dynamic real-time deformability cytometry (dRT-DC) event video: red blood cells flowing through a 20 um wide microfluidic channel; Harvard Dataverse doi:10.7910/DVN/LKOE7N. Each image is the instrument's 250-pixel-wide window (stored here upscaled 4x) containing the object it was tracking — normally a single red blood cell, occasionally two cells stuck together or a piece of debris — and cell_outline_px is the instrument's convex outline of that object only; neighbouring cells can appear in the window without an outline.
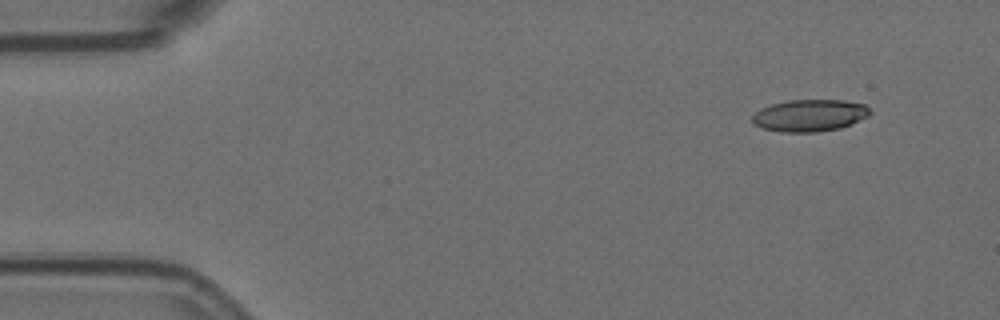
{"species": "Egyptian fruit bat (a non-hibernating species)", "species_latin": "Rousettus aegyptiacus", "temperature_condition": "room temperature", "stored_images_in_passage": 4, "camera_frame_rate_fps": 3000, "um_per_image_px": 0.085, "animal": {"sex": "female"}, "frame": {"image": 1, "passage_image": 1, "time_ms": 0.0, "image_size_px": [1000, 320], "cell_outline_px": [[872, 112], [868, 116], [852, 124], [840, 128], [816, 132], [780, 132], [760, 128], [752, 124], [752, 116], [760, 108], [772, 104], [788, 100], [844, 100], [864, 104]], "centroid_in_image_um": [68.8, 9.82], "position_along_channel_um": 16.2, "area_um2": 22.14}}
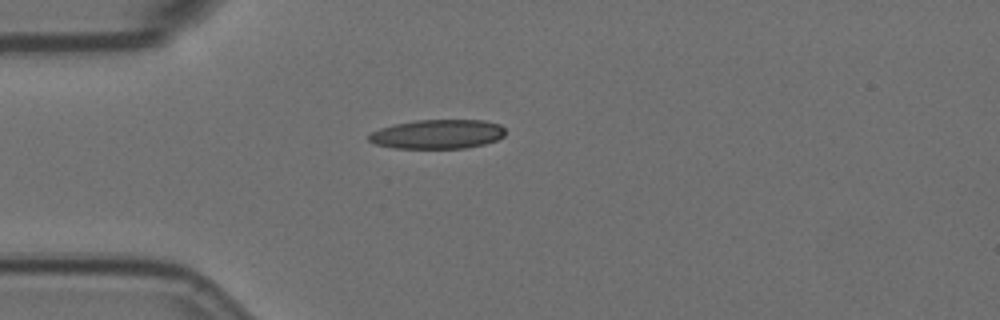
{"frame": {"image": 2, "passage_image": 4, "time_ms": 1.0, "image_size_px": [1000, 320], "cell_outline_px": [[504, 136], [496, 140], [484, 144], [464, 148], [396, 148], [376, 144], [368, 140], [368, 136], [372, 132], [380, 128], [396, 124], [416, 120], [484, 120], [500, 124], [504, 128]], "centroid_in_image_um": [37.21, 11.4], "position_along_channel_um": 47.8, "area_um2": 23.12}}